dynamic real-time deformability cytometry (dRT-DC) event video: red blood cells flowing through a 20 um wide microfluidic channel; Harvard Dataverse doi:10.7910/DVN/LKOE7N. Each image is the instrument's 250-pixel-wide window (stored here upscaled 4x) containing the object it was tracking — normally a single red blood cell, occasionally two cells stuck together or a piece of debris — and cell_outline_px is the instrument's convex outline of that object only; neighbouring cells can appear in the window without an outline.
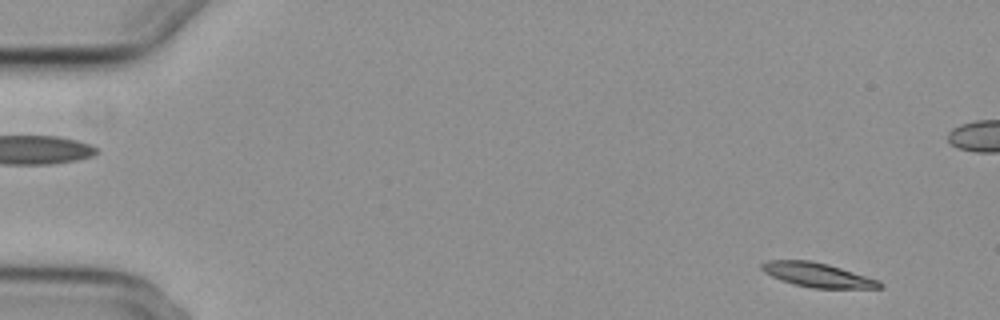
{"species": "common noctule bat (a hibernating species)", "species_latin": "Nyctalus noctula", "temperature_condition": "cold", "stored_images_in_passage": 6, "camera_frame_rate_fps": 3000, "um_per_image_px": 0.085, "animal": {"sex": "female", "body_mass_g": 29.2, "forearm_length_mm": 56.3}, "frame": {"image": 1, "passage_image": 1, "time_ms": 0.0, "image_size_px": [1000, 320], "cell_outline_px": [[884, 288], [812, 288], [792, 284], [780, 280], [764, 272], [760, 268], [760, 264], [768, 260], [812, 260], [828, 264], [880, 280], [884, 284]], "centroid_in_image_um": [69.5, 23.37], "position_along_channel_um": 15.5, "area_um2": 16.88}}
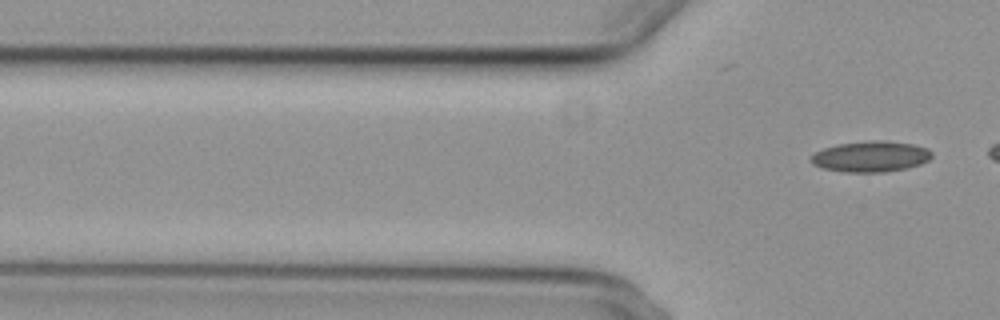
{"frame": {"image": 2, "passage_image": 6, "time_ms": 6.667, "image_size_px": [1000, 320], "cell_outline_px": [[932, 156], [928, 160], [920, 164], [908, 168], [884, 172], [844, 172], [824, 168], [812, 164], [808, 160], [816, 152], [824, 148], [840, 144], [872, 140], [912, 144], [928, 148], [932, 152]], "centroid_in_image_um": [74.02, 13.32], "position_along_channel_um": 51.8, "area_um2": 21.5}}